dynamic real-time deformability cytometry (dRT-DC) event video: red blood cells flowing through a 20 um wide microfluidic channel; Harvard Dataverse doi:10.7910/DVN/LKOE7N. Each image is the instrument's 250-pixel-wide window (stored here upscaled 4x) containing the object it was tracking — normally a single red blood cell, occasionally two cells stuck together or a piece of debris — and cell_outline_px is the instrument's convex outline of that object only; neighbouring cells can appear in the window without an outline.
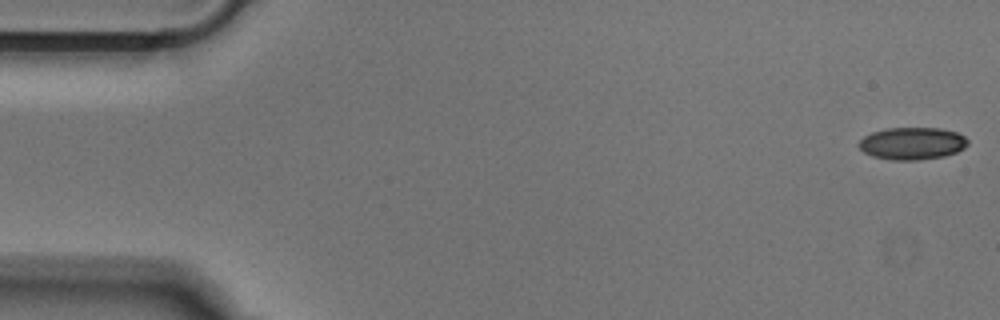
{"species": "Egyptian fruit bat (a non-hibernating species)", "species_latin": "Rousettus aegyptiacus", "temperature_condition": "cold", "stored_images_in_passage": 51, "camera_frame_rate_fps": 3000, "um_per_image_px": 0.085, "animal": {"sex": "male"}, "frame": {"image": 1, "passage_image": 1, "time_ms": 0.0, "image_size_px": [1000, 320], "cell_outline_px": [[968, 144], [964, 148], [956, 152], [944, 156], [920, 160], [892, 160], [872, 156], [864, 152], [856, 144], [864, 136], [872, 132], [888, 128], [940, 128], [956, 132], [964, 136], [968, 140]], "centroid_in_image_um": [77.53, 12.19], "position_along_channel_um": 7.5, "area_um2": 20.58}}
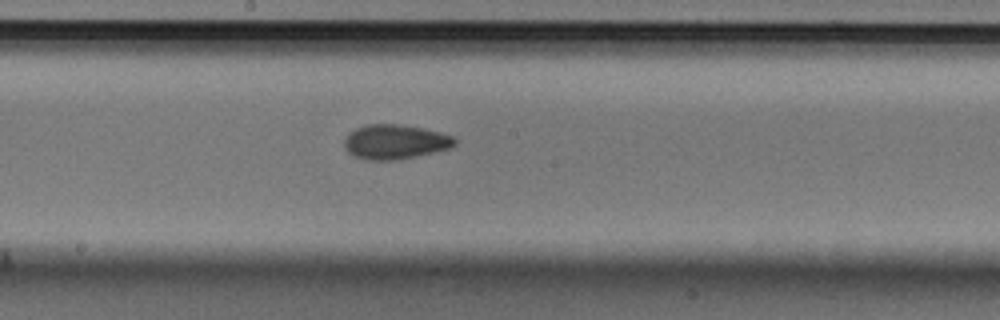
{"frame": {"image": 2, "passage_image": 27, "time_ms": 8.667, "image_size_px": [1000, 320], "cell_outline_px": [[456, 144], [452, 148], [400, 160], [364, 160], [352, 156], [344, 148], [344, 140], [348, 132], [356, 128], [368, 124], [396, 124], [420, 128], [440, 132], [452, 136], [456, 140]], "centroid_in_image_um": [33.55, 12.07], "position_along_channel_um": 214.6, "area_um2": 22.48}}
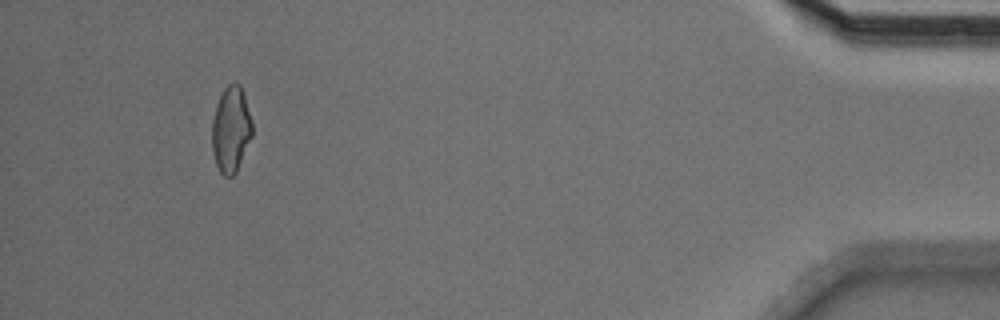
{"frame": {"image": 3, "passage_image": 48, "time_ms": 15.667, "image_size_px": [1000, 320], "cell_outline_px": [[252, 136], [236, 172], [232, 176], [224, 176], [220, 172], [216, 164], [212, 152], [212, 120], [216, 104], [224, 88], [232, 80], [236, 80], [240, 84], [252, 120]], "centroid_in_image_um": [19.62, 10.97], "position_along_channel_um": 415.6, "area_um2": 20.29}}